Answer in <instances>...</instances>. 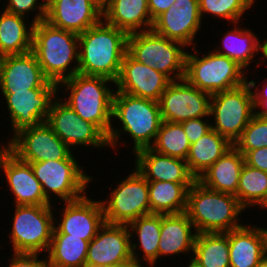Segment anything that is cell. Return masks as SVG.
I'll return each mask as SVG.
<instances>
[{
	"instance_id": "26",
	"label": "cell",
	"mask_w": 267,
	"mask_h": 267,
	"mask_svg": "<svg viewBox=\"0 0 267 267\" xmlns=\"http://www.w3.org/2000/svg\"><path fill=\"white\" fill-rule=\"evenodd\" d=\"M244 156L232 146L197 179L203 186L237 197V189Z\"/></svg>"
},
{
	"instance_id": "40",
	"label": "cell",
	"mask_w": 267,
	"mask_h": 267,
	"mask_svg": "<svg viewBox=\"0 0 267 267\" xmlns=\"http://www.w3.org/2000/svg\"><path fill=\"white\" fill-rule=\"evenodd\" d=\"M201 118H193L187 121L182 122V127L184 129L187 138L190 141V144L198 141L201 137H203L206 133H208L212 129V124Z\"/></svg>"
},
{
	"instance_id": "5",
	"label": "cell",
	"mask_w": 267,
	"mask_h": 267,
	"mask_svg": "<svg viewBox=\"0 0 267 267\" xmlns=\"http://www.w3.org/2000/svg\"><path fill=\"white\" fill-rule=\"evenodd\" d=\"M112 80L100 76L77 73L61 82L70 93L64 102L82 119L96 125L107 137L112 126V101L114 91L108 88Z\"/></svg>"
},
{
	"instance_id": "23",
	"label": "cell",
	"mask_w": 267,
	"mask_h": 267,
	"mask_svg": "<svg viewBox=\"0 0 267 267\" xmlns=\"http://www.w3.org/2000/svg\"><path fill=\"white\" fill-rule=\"evenodd\" d=\"M134 154L135 168L147 181L175 183H194L196 181L183 159L162 155L150 148L140 149Z\"/></svg>"
},
{
	"instance_id": "11",
	"label": "cell",
	"mask_w": 267,
	"mask_h": 267,
	"mask_svg": "<svg viewBox=\"0 0 267 267\" xmlns=\"http://www.w3.org/2000/svg\"><path fill=\"white\" fill-rule=\"evenodd\" d=\"M132 172L110 192L108 200H100L108 224L128 225L151 214L148 181L136 168Z\"/></svg>"
},
{
	"instance_id": "34",
	"label": "cell",
	"mask_w": 267,
	"mask_h": 267,
	"mask_svg": "<svg viewBox=\"0 0 267 267\" xmlns=\"http://www.w3.org/2000/svg\"><path fill=\"white\" fill-rule=\"evenodd\" d=\"M192 257L203 267H230L228 232L197 233Z\"/></svg>"
},
{
	"instance_id": "17",
	"label": "cell",
	"mask_w": 267,
	"mask_h": 267,
	"mask_svg": "<svg viewBox=\"0 0 267 267\" xmlns=\"http://www.w3.org/2000/svg\"><path fill=\"white\" fill-rule=\"evenodd\" d=\"M62 220L54 226L53 234H69L90 242L105 223L101 201L89 199L87 194L75 201L64 202Z\"/></svg>"
},
{
	"instance_id": "25",
	"label": "cell",
	"mask_w": 267,
	"mask_h": 267,
	"mask_svg": "<svg viewBox=\"0 0 267 267\" xmlns=\"http://www.w3.org/2000/svg\"><path fill=\"white\" fill-rule=\"evenodd\" d=\"M196 236L195 227L186 212L161 214L158 259L164 255L193 252Z\"/></svg>"
},
{
	"instance_id": "38",
	"label": "cell",
	"mask_w": 267,
	"mask_h": 267,
	"mask_svg": "<svg viewBox=\"0 0 267 267\" xmlns=\"http://www.w3.org/2000/svg\"><path fill=\"white\" fill-rule=\"evenodd\" d=\"M233 146L243 156L248 151L267 147V118L254 114Z\"/></svg>"
},
{
	"instance_id": "22",
	"label": "cell",
	"mask_w": 267,
	"mask_h": 267,
	"mask_svg": "<svg viewBox=\"0 0 267 267\" xmlns=\"http://www.w3.org/2000/svg\"><path fill=\"white\" fill-rule=\"evenodd\" d=\"M101 19L103 15L89 0H51L46 5L45 21L48 24L78 35Z\"/></svg>"
},
{
	"instance_id": "30",
	"label": "cell",
	"mask_w": 267,
	"mask_h": 267,
	"mask_svg": "<svg viewBox=\"0 0 267 267\" xmlns=\"http://www.w3.org/2000/svg\"><path fill=\"white\" fill-rule=\"evenodd\" d=\"M129 233L138 237L137 243H132L131 240V254L137 262H140L137 248H141L143 252L142 261H146L149 267H155L154 265L158 259V244L160 239L161 229V214L151 213L135 219L128 225ZM134 233V234H133ZM138 246V247H137Z\"/></svg>"
},
{
	"instance_id": "19",
	"label": "cell",
	"mask_w": 267,
	"mask_h": 267,
	"mask_svg": "<svg viewBox=\"0 0 267 267\" xmlns=\"http://www.w3.org/2000/svg\"><path fill=\"white\" fill-rule=\"evenodd\" d=\"M0 149V168L5 174L15 205H52L42 185L35 177L31 164L20 160L5 145Z\"/></svg>"
},
{
	"instance_id": "29",
	"label": "cell",
	"mask_w": 267,
	"mask_h": 267,
	"mask_svg": "<svg viewBox=\"0 0 267 267\" xmlns=\"http://www.w3.org/2000/svg\"><path fill=\"white\" fill-rule=\"evenodd\" d=\"M192 184L148 181L151 213L179 214L186 212L188 191Z\"/></svg>"
},
{
	"instance_id": "35",
	"label": "cell",
	"mask_w": 267,
	"mask_h": 267,
	"mask_svg": "<svg viewBox=\"0 0 267 267\" xmlns=\"http://www.w3.org/2000/svg\"><path fill=\"white\" fill-rule=\"evenodd\" d=\"M237 198L245 210L254 205L267 209V172L244 164L240 173Z\"/></svg>"
},
{
	"instance_id": "8",
	"label": "cell",
	"mask_w": 267,
	"mask_h": 267,
	"mask_svg": "<svg viewBox=\"0 0 267 267\" xmlns=\"http://www.w3.org/2000/svg\"><path fill=\"white\" fill-rule=\"evenodd\" d=\"M51 205H15L10 242L13 253L47 254L55 222Z\"/></svg>"
},
{
	"instance_id": "37",
	"label": "cell",
	"mask_w": 267,
	"mask_h": 267,
	"mask_svg": "<svg viewBox=\"0 0 267 267\" xmlns=\"http://www.w3.org/2000/svg\"><path fill=\"white\" fill-rule=\"evenodd\" d=\"M256 0H199L201 18L204 14H212L224 18L231 23H239L240 18Z\"/></svg>"
},
{
	"instance_id": "31",
	"label": "cell",
	"mask_w": 267,
	"mask_h": 267,
	"mask_svg": "<svg viewBox=\"0 0 267 267\" xmlns=\"http://www.w3.org/2000/svg\"><path fill=\"white\" fill-rule=\"evenodd\" d=\"M0 13V51L6 55L24 54L32 51L33 26L27 27L26 17L2 10ZM29 29V30H28Z\"/></svg>"
},
{
	"instance_id": "12",
	"label": "cell",
	"mask_w": 267,
	"mask_h": 267,
	"mask_svg": "<svg viewBox=\"0 0 267 267\" xmlns=\"http://www.w3.org/2000/svg\"><path fill=\"white\" fill-rule=\"evenodd\" d=\"M10 139L6 147L25 162L75 159L74 149L71 150L46 122L22 129Z\"/></svg>"
},
{
	"instance_id": "49",
	"label": "cell",
	"mask_w": 267,
	"mask_h": 267,
	"mask_svg": "<svg viewBox=\"0 0 267 267\" xmlns=\"http://www.w3.org/2000/svg\"><path fill=\"white\" fill-rule=\"evenodd\" d=\"M256 267H267V258L264 257Z\"/></svg>"
},
{
	"instance_id": "45",
	"label": "cell",
	"mask_w": 267,
	"mask_h": 267,
	"mask_svg": "<svg viewBox=\"0 0 267 267\" xmlns=\"http://www.w3.org/2000/svg\"><path fill=\"white\" fill-rule=\"evenodd\" d=\"M90 3L103 15L110 7L112 0H89Z\"/></svg>"
},
{
	"instance_id": "21",
	"label": "cell",
	"mask_w": 267,
	"mask_h": 267,
	"mask_svg": "<svg viewBox=\"0 0 267 267\" xmlns=\"http://www.w3.org/2000/svg\"><path fill=\"white\" fill-rule=\"evenodd\" d=\"M50 84L32 51L4 57L0 73L1 93L46 89Z\"/></svg>"
},
{
	"instance_id": "7",
	"label": "cell",
	"mask_w": 267,
	"mask_h": 267,
	"mask_svg": "<svg viewBox=\"0 0 267 267\" xmlns=\"http://www.w3.org/2000/svg\"><path fill=\"white\" fill-rule=\"evenodd\" d=\"M193 54L186 52L184 79L199 90L212 95L247 82L244 68L227 56L215 51H208L202 57Z\"/></svg>"
},
{
	"instance_id": "6",
	"label": "cell",
	"mask_w": 267,
	"mask_h": 267,
	"mask_svg": "<svg viewBox=\"0 0 267 267\" xmlns=\"http://www.w3.org/2000/svg\"><path fill=\"white\" fill-rule=\"evenodd\" d=\"M184 47L152 29L129 34L127 39V53L133 59L166 75L171 81L184 79L188 51Z\"/></svg>"
},
{
	"instance_id": "32",
	"label": "cell",
	"mask_w": 267,
	"mask_h": 267,
	"mask_svg": "<svg viewBox=\"0 0 267 267\" xmlns=\"http://www.w3.org/2000/svg\"><path fill=\"white\" fill-rule=\"evenodd\" d=\"M88 244L69 234H53L47 251L49 267H85Z\"/></svg>"
},
{
	"instance_id": "33",
	"label": "cell",
	"mask_w": 267,
	"mask_h": 267,
	"mask_svg": "<svg viewBox=\"0 0 267 267\" xmlns=\"http://www.w3.org/2000/svg\"><path fill=\"white\" fill-rule=\"evenodd\" d=\"M222 40V49L218 47L215 52L227 56L244 69L249 67L255 54L261 51L259 37L247 28L244 30L242 27L236 28L235 26V29L223 35Z\"/></svg>"
},
{
	"instance_id": "18",
	"label": "cell",
	"mask_w": 267,
	"mask_h": 267,
	"mask_svg": "<svg viewBox=\"0 0 267 267\" xmlns=\"http://www.w3.org/2000/svg\"><path fill=\"white\" fill-rule=\"evenodd\" d=\"M127 225L108 224L89 242L85 267H109L132 258Z\"/></svg>"
},
{
	"instance_id": "2",
	"label": "cell",
	"mask_w": 267,
	"mask_h": 267,
	"mask_svg": "<svg viewBox=\"0 0 267 267\" xmlns=\"http://www.w3.org/2000/svg\"><path fill=\"white\" fill-rule=\"evenodd\" d=\"M78 51V34L55 28L45 20L34 24L32 52L51 83L59 85L78 73ZM74 60L77 63L70 68Z\"/></svg>"
},
{
	"instance_id": "50",
	"label": "cell",
	"mask_w": 267,
	"mask_h": 267,
	"mask_svg": "<svg viewBox=\"0 0 267 267\" xmlns=\"http://www.w3.org/2000/svg\"><path fill=\"white\" fill-rule=\"evenodd\" d=\"M4 57H5V55L0 51V73H1L2 63H3Z\"/></svg>"
},
{
	"instance_id": "44",
	"label": "cell",
	"mask_w": 267,
	"mask_h": 267,
	"mask_svg": "<svg viewBox=\"0 0 267 267\" xmlns=\"http://www.w3.org/2000/svg\"><path fill=\"white\" fill-rule=\"evenodd\" d=\"M176 0H148V8L152 21L175 3Z\"/></svg>"
},
{
	"instance_id": "1",
	"label": "cell",
	"mask_w": 267,
	"mask_h": 267,
	"mask_svg": "<svg viewBox=\"0 0 267 267\" xmlns=\"http://www.w3.org/2000/svg\"><path fill=\"white\" fill-rule=\"evenodd\" d=\"M78 73L118 79L122 60L127 53L128 34L103 19L78 35Z\"/></svg>"
},
{
	"instance_id": "20",
	"label": "cell",
	"mask_w": 267,
	"mask_h": 267,
	"mask_svg": "<svg viewBox=\"0 0 267 267\" xmlns=\"http://www.w3.org/2000/svg\"><path fill=\"white\" fill-rule=\"evenodd\" d=\"M172 81L164 74L137 62L125 54L120 74L114 83L118 92L131 96L159 101L162 93Z\"/></svg>"
},
{
	"instance_id": "46",
	"label": "cell",
	"mask_w": 267,
	"mask_h": 267,
	"mask_svg": "<svg viewBox=\"0 0 267 267\" xmlns=\"http://www.w3.org/2000/svg\"><path fill=\"white\" fill-rule=\"evenodd\" d=\"M109 267H142L140 262H137L134 258L128 259L124 262L114 264Z\"/></svg>"
},
{
	"instance_id": "28",
	"label": "cell",
	"mask_w": 267,
	"mask_h": 267,
	"mask_svg": "<svg viewBox=\"0 0 267 267\" xmlns=\"http://www.w3.org/2000/svg\"><path fill=\"white\" fill-rule=\"evenodd\" d=\"M233 144L211 129L198 141L190 145L186 158L187 167L196 180L212 166Z\"/></svg>"
},
{
	"instance_id": "15",
	"label": "cell",
	"mask_w": 267,
	"mask_h": 267,
	"mask_svg": "<svg viewBox=\"0 0 267 267\" xmlns=\"http://www.w3.org/2000/svg\"><path fill=\"white\" fill-rule=\"evenodd\" d=\"M58 88V84L51 83L46 89L2 93L8 106L14 135L22 129L46 122L51 105L58 96Z\"/></svg>"
},
{
	"instance_id": "10",
	"label": "cell",
	"mask_w": 267,
	"mask_h": 267,
	"mask_svg": "<svg viewBox=\"0 0 267 267\" xmlns=\"http://www.w3.org/2000/svg\"><path fill=\"white\" fill-rule=\"evenodd\" d=\"M28 163L31 164L35 177L42 185L45 198L50 203V194L59 197L63 203L82 198L87 194L86 188L93 179L84 173L76 159Z\"/></svg>"
},
{
	"instance_id": "47",
	"label": "cell",
	"mask_w": 267,
	"mask_h": 267,
	"mask_svg": "<svg viewBox=\"0 0 267 267\" xmlns=\"http://www.w3.org/2000/svg\"><path fill=\"white\" fill-rule=\"evenodd\" d=\"M261 52H262L263 58L267 60V40L263 41V44H261Z\"/></svg>"
},
{
	"instance_id": "14",
	"label": "cell",
	"mask_w": 267,
	"mask_h": 267,
	"mask_svg": "<svg viewBox=\"0 0 267 267\" xmlns=\"http://www.w3.org/2000/svg\"><path fill=\"white\" fill-rule=\"evenodd\" d=\"M57 100V101H56ZM59 100V101H58ZM58 97L53 101L46 123L53 132L71 149L83 145L109 147L107 136L93 123L82 119Z\"/></svg>"
},
{
	"instance_id": "27",
	"label": "cell",
	"mask_w": 267,
	"mask_h": 267,
	"mask_svg": "<svg viewBox=\"0 0 267 267\" xmlns=\"http://www.w3.org/2000/svg\"><path fill=\"white\" fill-rule=\"evenodd\" d=\"M103 20L128 35L151 30L153 26L148 0H112Z\"/></svg>"
},
{
	"instance_id": "39",
	"label": "cell",
	"mask_w": 267,
	"mask_h": 267,
	"mask_svg": "<svg viewBox=\"0 0 267 267\" xmlns=\"http://www.w3.org/2000/svg\"><path fill=\"white\" fill-rule=\"evenodd\" d=\"M38 1L39 0H9L4 10L23 17H27V13L30 11L38 10V14L32 21L33 24H36L37 22L44 21L46 17V5L43 1L41 3Z\"/></svg>"
},
{
	"instance_id": "51",
	"label": "cell",
	"mask_w": 267,
	"mask_h": 267,
	"mask_svg": "<svg viewBox=\"0 0 267 267\" xmlns=\"http://www.w3.org/2000/svg\"><path fill=\"white\" fill-rule=\"evenodd\" d=\"M265 257L267 258V240H266V245H265Z\"/></svg>"
},
{
	"instance_id": "3",
	"label": "cell",
	"mask_w": 267,
	"mask_h": 267,
	"mask_svg": "<svg viewBox=\"0 0 267 267\" xmlns=\"http://www.w3.org/2000/svg\"><path fill=\"white\" fill-rule=\"evenodd\" d=\"M119 120V129L111 126L108 134L109 147H116L122 132L128 133L133 139V152L150 148L162 123L158 101L114 92L112 101V119ZM119 139V140H118Z\"/></svg>"
},
{
	"instance_id": "41",
	"label": "cell",
	"mask_w": 267,
	"mask_h": 267,
	"mask_svg": "<svg viewBox=\"0 0 267 267\" xmlns=\"http://www.w3.org/2000/svg\"><path fill=\"white\" fill-rule=\"evenodd\" d=\"M40 253H13L9 267H49L47 258L40 259Z\"/></svg>"
},
{
	"instance_id": "42",
	"label": "cell",
	"mask_w": 267,
	"mask_h": 267,
	"mask_svg": "<svg viewBox=\"0 0 267 267\" xmlns=\"http://www.w3.org/2000/svg\"><path fill=\"white\" fill-rule=\"evenodd\" d=\"M266 81L267 79L265 80V82ZM247 83L249 84L251 90L255 89L254 92L252 91L254 110H257L254 111V114L259 117L267 118V83L266 85L264 84V86L261 88L262 89L261 92L260 90H258V86L256 87V81L247 80ZM260 107L263 110L262 109L259 110Z\"/></svg>"
},
{
	"instance_id": "9",
	"label": "cell",
	"mask_w": 267,
	"mask_h": 267,
	"mask_svg": "<svg viewBox=\"0 0 267 267\" xmlns=\"http://www.w3.org/2000/svg\"><path fill=\"white\" fill-rule=\"evenodd\" d=\"M254 111L252 90L247 82L211 95L210 116L215 124L212 129L232 144L241 136Z\"/></svg>"
},
{
	"instance_id": "16",
	"label": "cell",
	"mask_w": 267,
	"mask_h": 267,
	"mask_svg": "<svg viewBox=\"0 0 267 267\" xmlns=\"http://www.w3.org/2000/svg\"><path fill=\"white\" fill-rule=\"evenodd\" d=\"M199 0H176L154 21L152 30L165 38L192 46L201 28Z\"/></svg>"
},
{
	"instance_id": "52",
	"label": "cell",
	"mask_w": 267,
	"mask_h": 267,
	"mask_svg": "<svg viewBox=\"0 0 267 267\" xmlns=\"http://www.w3.org/2000/svg\"><path fill=\"white\" fill-rule=\"evenodd\" d=\"M51 0H44V4L47 5Z\"/></svg>"
},
{
	"instance_id": "36",
	"label": "cell",
	"mask_w": 267,
	"mask_h": 267,
	"mask_svg": "<svg viewBox=\"0 0 267 267\" xmlns=\"http://www.w3.org/2000/svg\"><path fill=\"white\" fill-rule=\"evenodd\" d=\"M190 145L181 123L162 121L150 149L162 155L186 160Z\"/></svg>"
},
{
	"instance_id": "24",
	"label": "cell",
	"mask_w": 267,
	"mask_h": 267,
	"mask_svg": "<svg viewBox=\"0 0 267 267\" xmlns=\"http://www.w3.org/2000/svg\"><path fill=\"white\" fill-rule=\"evenodd\" d=\"M267 228L243 225L228 232L230 267H256L265 257Z\"/></svg>"
},
{
	"instance_id": "4",
	"label": "cell",
	"mask_w": 267,
	"mask_h": 267,
	"mask_svg": "<svg viewBox=\"0 0 267 267\" xmlns=\"http://www.w3.org/2000/svg\"><path fill=\"white\" fill-rule=\"evenodd\" d=\"M245 210L235 195L211 190L197 180L188 191L186 213L197 233H226L242 227Z\"/></svg>"
},
{
	"instance_id": "48",
	"label": "cell",
	"mask_w": 267,
	"mask_h": 267,
	"mask_svg": "<svg viewBox=\"0 0 267 267\" xmlns=\"http://www.w3.org/2000/svg\"><path fill=\"white\" fill-rule=\"evenodd\" d=\"M188 267H203L201 266L196 259H194L193 257L190 258V263L188 265Z\"/></svg>"
},
{
	"instance_id": "13",
	"label": "cell",
	"mask_w": 267,
	"mask_h": 267,
	"mask_svg": "<svg viewBox=\"0 0 267 267\" xmlns=\"http://www.w3.org/2000/svg\"><path fill=\"white\" fill-rule=\"evenodd\" d=\"M211 94L190 85L185 79L172 81L158 103L163 121L182 123L210 116Z\"/></svg>"
},
{
	"instance_id": "43",
	"label": "cell",
	"mask_w": 267,
	"mask_h": 267,
	"mask_svg": "<svg viewBox=\"0 0 267 267\" xmlns=\"http://www.w3.org/2000/svg\"><path fill=\"white\" fill-rule=\"evenodd\" d=\"M244 161L252 168L267 172V147L248 151L244 155Z\"/></svg>"
}]
</instances>
